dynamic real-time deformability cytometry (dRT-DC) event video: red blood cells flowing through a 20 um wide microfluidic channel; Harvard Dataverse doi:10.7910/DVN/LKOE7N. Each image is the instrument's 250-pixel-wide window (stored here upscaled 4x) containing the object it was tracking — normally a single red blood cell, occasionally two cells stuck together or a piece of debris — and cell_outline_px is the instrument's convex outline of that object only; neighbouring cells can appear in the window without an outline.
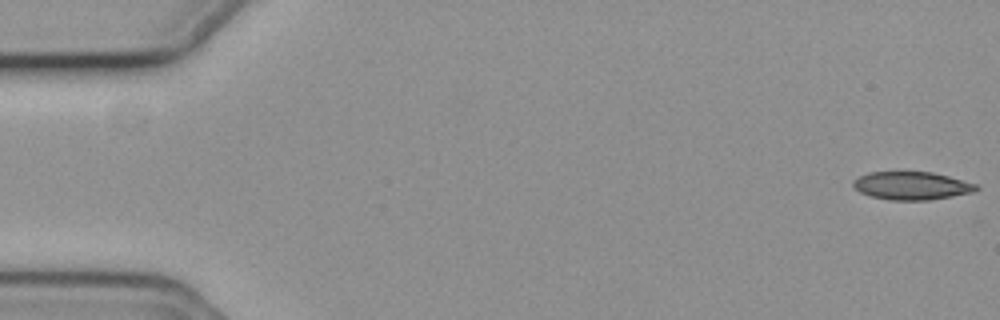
{"species": "common noctule bat (a hibernating species)", "species_latin": "Nyctalus noctula", "temperature_condition": "cold", "stored_images_in_passage": 56, "camera_frame_rate_fps": 3000, "um_per_image_px": 0.085, "animal": {"sex": "female", "body_mass_g": 19.3, "forearm_length_mm": 54.1}, "frame": {"image": 1, "passage_image": 1, "time_ms": 0.0, "image_size_px": [1000, 320], "cell_outline_px": [[980, 188], [972, 192], [952, 196], [928, 200], [888, 200], [868, 196], [852, 188], [852, 180], [868, 172], [932, 172], [948, 176], [976, 184]], "centroid_in_image_um": [77.43, 15.79], "position_along_channel_um": 7.6, "area_um2": 20.17}}
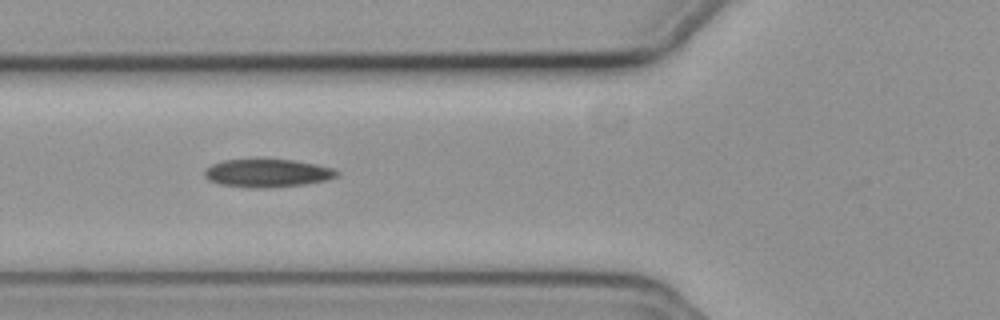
{"frame": {"image": 2, "passage_image": 21, "time_ms": 6.667, "image_size_px": [1000, 320], "cell_outline_px": [[340, 172], [336, 176], [324, 180], [304, 184], [264, 188], [252, 188], [220, 184], [208, 180], [204, 176], [204, 172], [212, 164], [224, 160], [256, 156], [260, 156], [292, 160], [316, 164], [332, 168]], "centroid_in_image_um": [22.67, 14.66], "position_along_channel_um": 103.1, "area_um2": 22.31}}
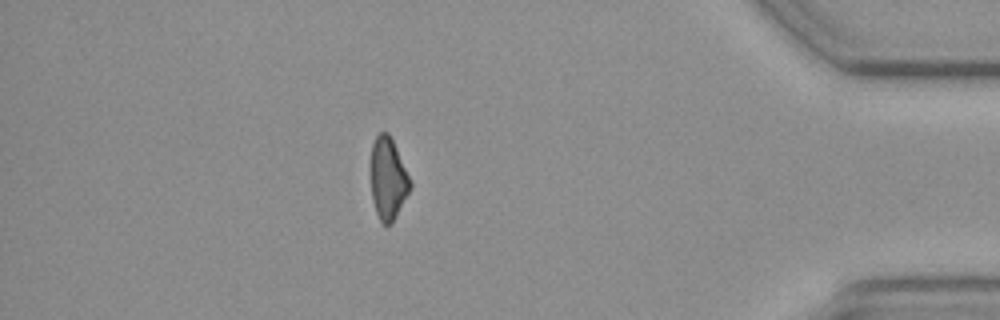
{"frame": {"image": 3, "passage_image": 49, "time_ms": 16.0, "image_size_px": [1000, 320], "cell_outline_px": [[412, 188], [396, 216], [388, 224], [384, 224], [380, 220], [376, 212], [372, 200], [372, 144], [376, 136], [380, 132], [388, 132], [412, 180]], "centroid_in_image_um": [33.01, 15.18], "position_along_channel_um": 402.2, "area_um2": 18.55}}